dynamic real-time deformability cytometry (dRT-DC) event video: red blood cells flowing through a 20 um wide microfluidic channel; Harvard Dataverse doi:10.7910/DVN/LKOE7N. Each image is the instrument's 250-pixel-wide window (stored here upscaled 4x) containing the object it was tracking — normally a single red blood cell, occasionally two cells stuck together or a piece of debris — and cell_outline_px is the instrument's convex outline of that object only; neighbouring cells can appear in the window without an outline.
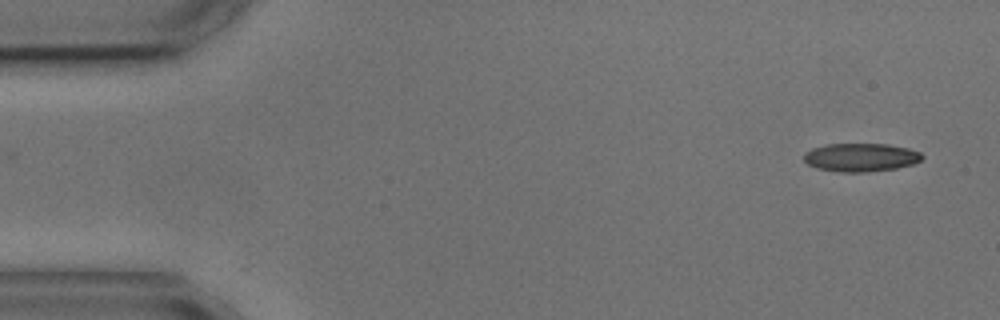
{"species": "common noctule bat (a hibernating species)", "species_latin": "Nyctalus noctula", "temperature_condition": "cold", "stored_images_in_passage": 5, "camera_frame_rate_fps": 3000, "um_per_image_px": 0.085, "animal": {"sex": "male", "body_mass_g": 17.9, "forearm_length_mm": 54.2}, "frame": {"image": 1, "passage_image": 1, "time_ms": 0.0, "image_size_px": [1000, 320], "cell_outline_px": [[924, 156], [920, 160], [912, 164], [896, 168], [868, 172], [840, 172], [816, 168], [808, 164], [804, 160], [804, 152], [812, 148], [824, 144], [888, 144], [908, 148], [920, 152]], "centroid_in_image_um": [73.14, 13.37], "position_along_channel_um": 11.9, "area_um2": 19.59}}
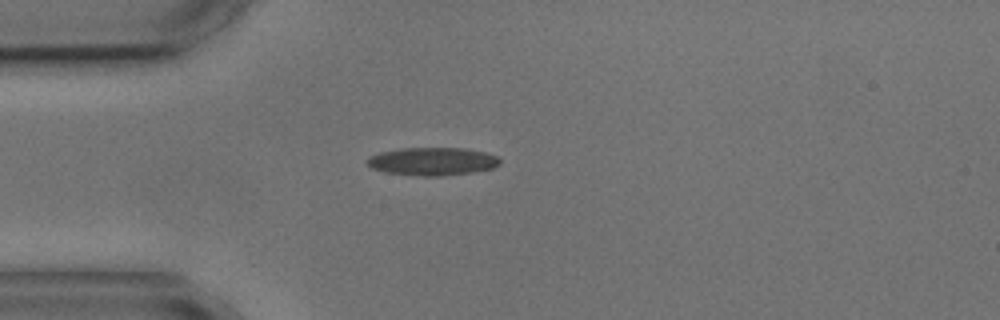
{"frame": {"image": 2, "passage_image": 4, "time_ms": 3.667, "image_size_px": [1000, 320], "cell_outline_px": [[500, 164], [492, 168], [468, 172], [440, 176], [424, 176], [384, 172], [372, 168], [368, 164], [368, 156], [380, 152], [400, 148], [464, 148], [484, 152], [496, 156], [500, 160]], "centroid_in_image_um": [36.73, 13.71], "position_along_channel_um": 48.3, "area_um2": 21.39}}